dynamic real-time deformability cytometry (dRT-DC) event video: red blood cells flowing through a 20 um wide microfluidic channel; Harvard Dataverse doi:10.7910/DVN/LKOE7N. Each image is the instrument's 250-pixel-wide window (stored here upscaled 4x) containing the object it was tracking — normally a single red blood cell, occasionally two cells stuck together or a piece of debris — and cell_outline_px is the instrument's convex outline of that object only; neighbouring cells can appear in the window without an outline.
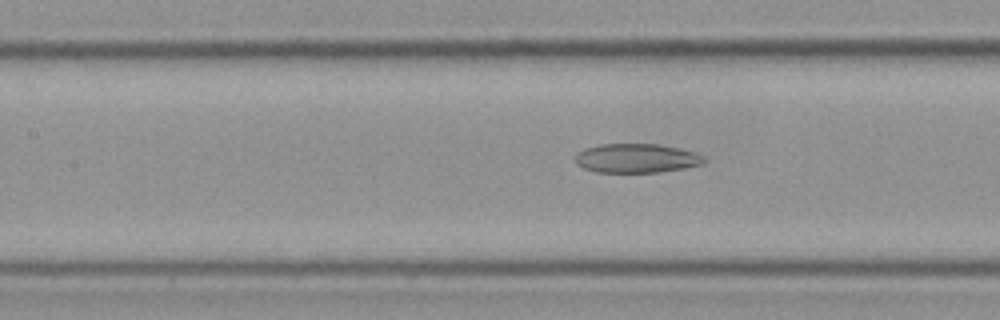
{"species": "Egyptian fruit bat (a non-hibernating species)", "species_latin": "Rousettus aegyptiacus", "temperature_condition": "cold", "stored_images_in_passage": 57, "camera_frame_rate_fps": 3000, "um_per_image_px": 0.085, "frame": {"image": 1, "passage_image": 26, "time_ms": 8.333, "image_size_px": [1000, 320], "cell_outline_px": [[704, 164], [684, 168], [660, 172], [596, 172], [584, 168], [576, 164], [576, 152], [584, 148], [600, 144], [656, 144], [680, 148], [704, 156]], "centroid_in_image_um": [54.07, 13.45], "position_along_channel_um": 153.3, "area_um2": 21.85}}
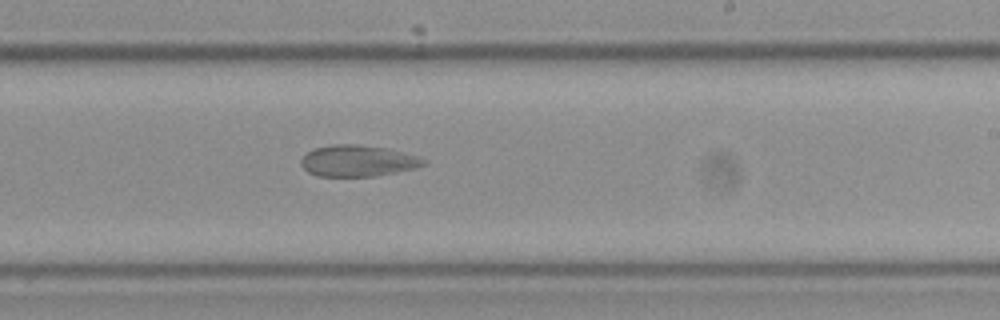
{"frame": {"image": 2, "passage_image": 35, "time_ms": 11.333, "image_size_px": [1000, 320], "cell_outline_px": [[428, 160], [424, 164], [416, 168], [376, 176], [316, 176], [308, 172], [300, 164], [300, 160], [312, 148], [332, 144], [360, 144], [384, 148], [416, 156]], "centroid_in_image_um": [30.37, 13.67], "position_along_channel_um": 258.6, "area_um2": 22.31}}
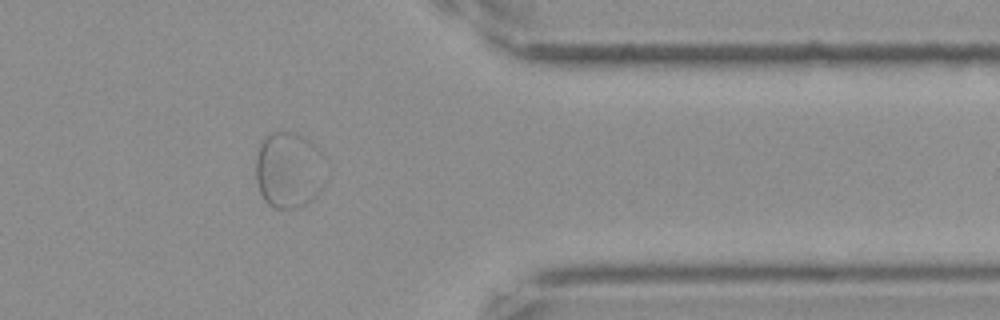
{"frame": {"image": 3, "passage_image": 47, "time_ms": 15.333, "image_size_px": [1000, 320], "cell_outline_px": [[324, 184], [316, 196], [312, 200], [296, 208], [276, 208], [268, 204], [264, 200], [260, 192], [256, 180], [256, 152], [260, 140], [268, 132], [296, 132], [304, 136], [320, 152]], "centroid_in_image_um": [24.49, 14.43], "position_along_channel_um": 386.9, "area_um2": 31.1}}